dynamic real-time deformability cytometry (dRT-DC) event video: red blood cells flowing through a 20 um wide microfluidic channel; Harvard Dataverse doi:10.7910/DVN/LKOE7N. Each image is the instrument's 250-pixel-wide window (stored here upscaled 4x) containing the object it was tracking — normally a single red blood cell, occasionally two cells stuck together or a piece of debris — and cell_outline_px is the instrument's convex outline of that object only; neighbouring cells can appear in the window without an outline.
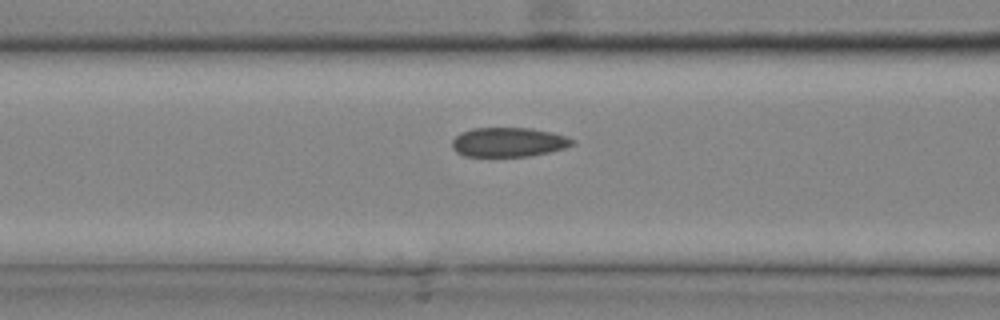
{"species": "common noctule bat (a hibernating species)", "species_latin": "Nyctalus noctula", "temperature_condition": "cold", "stored_images_in_passage": 29, "camera_frame_rate_fps": 3000, "um_per_image_px": 0.085, "animal": {"sex": "male", "body_mass_g": 20.4}, "frame": {"image": 1, "passage_image": 13, "time_ms": 4.0, "image_size_px": [1000, 320], "cell_outline_px": [[576, 144], [564, 148], [532, 156], [464, 156], [456, 152], [452, 148], [452, 140], [460, 132], [472, 128], [532, 128], [552, 132], [568, 136], [576, 140]], "centroid_in_image_um": [43.25, 12.08], "position_along_channel_um": 123.4, "area_um2": 20.81}}